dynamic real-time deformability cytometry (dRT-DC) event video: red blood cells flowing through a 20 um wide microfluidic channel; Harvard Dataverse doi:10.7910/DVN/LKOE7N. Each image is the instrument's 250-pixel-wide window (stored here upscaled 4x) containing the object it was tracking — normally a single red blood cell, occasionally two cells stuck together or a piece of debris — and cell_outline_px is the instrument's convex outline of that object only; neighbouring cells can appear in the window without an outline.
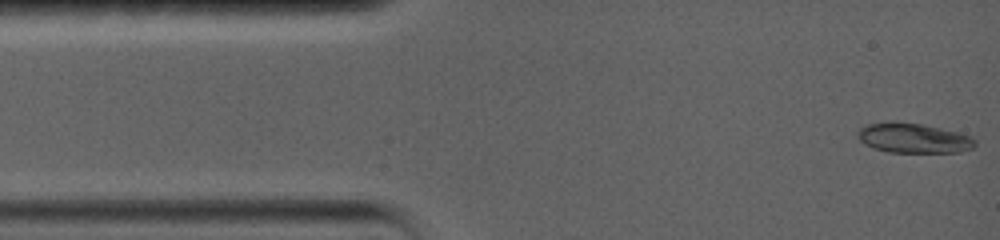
{"species": "common noctule bat (a hibernating species)", "species_latin": "Nyctalus noctula", "temperature_condition": "warm", "stored_images_in_passage": 59, "camera_frame_rate_fps": 5000, "um_per_image_px": 0.085, "animal": {"sex": "female", "body_mass_g": 19.0, "forearm_length_mm": 56.7}, "frame": {"image": 1, "passage_image": 1, "time_ms": 0.0, "image_size_px": [1000, 240], "cell_outline_px": [[976, 144], [972, 148], [960, 152], [888, 152], [864, 144], [860, 140], [856, 132], [860, 128], [868, 124], [920, 124], [940, 128], [956, 132], [968, 136], [976, 140]], "centroid_in_image_um": [77.67, 11.78], "position_along_channel_um": 7.3, "area_um2": 19.54}}
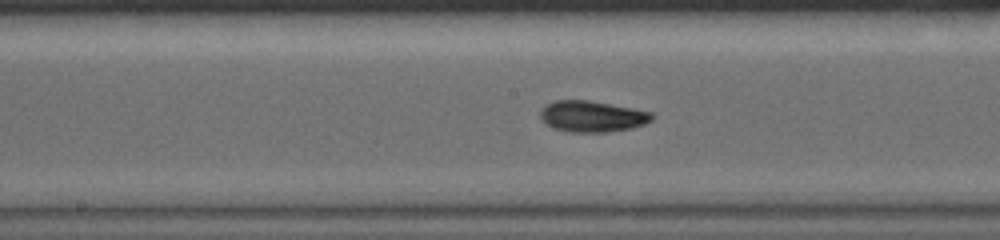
{"frame": {"image": 2, "passage_image": 26, "time_ms": 7.4, "image_size_px": [1000, 240], "cell_outline_px": [[656, 116], [652, 120], [644, 124], [632, 128], [604, 132], [572, 132], [552, 128], [544, 124], [540, 116], [540, 108], [556, 100], [588, 100], [632, 108], [652, 112]], "centroid_in_image_um": [50.32, 9.89], "position_along_channel_um": 197.9, "area_um2": 20.35}}
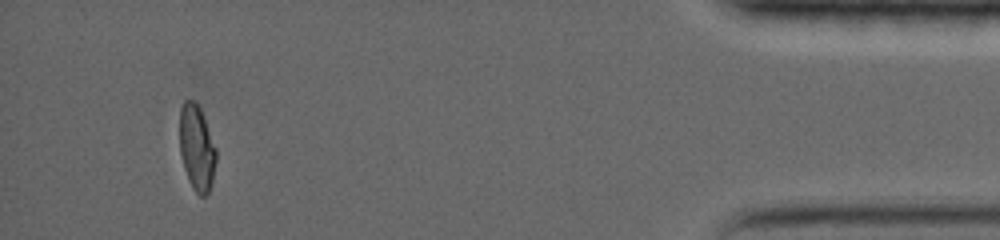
{"frame": {"image": 3, "passage_image": 51, "time_ms": 15.8, "image_size_px": [1000, 240], "cell_outline_px": [[216, 160], [212, 184], [208, 192], [204, 196], [200, 196], [192, 188], [188, 180], [184, 168], [180, 152], [180, 108], [184, 100], [196, 100], [200, 108], [216, 148]], "centroid_in_image_um": [16.72, 12.56], "position_along_channel_um": 418.5, "area_um2": 18.26}, "authors_computed_cell_mechanics": {"area_um2": 19.4786, "velocity_mm_per_s": 3.5899, "shape_relaxation_time_tau1_ms": 5.2632, "shape_relaxation_time_tau2_ms": 1.2083, "deformation_change_tau1": 0.1908, "deformation_change_tau2": 0.0482}}